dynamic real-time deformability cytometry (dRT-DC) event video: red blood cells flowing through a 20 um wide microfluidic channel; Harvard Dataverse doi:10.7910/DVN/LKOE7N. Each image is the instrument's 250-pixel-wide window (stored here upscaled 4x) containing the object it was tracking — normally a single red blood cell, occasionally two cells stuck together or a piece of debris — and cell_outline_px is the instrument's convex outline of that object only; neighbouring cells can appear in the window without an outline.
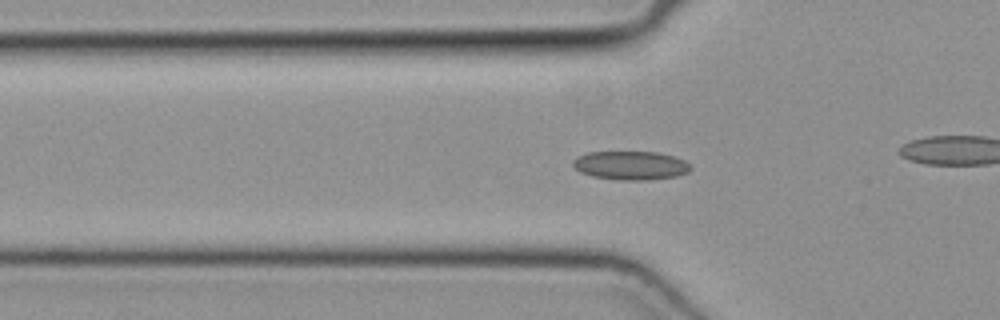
{"species": "common noctule bat (a hibernating species)", "species_latin": "Nyctalus noctula", "temperature_condition": "cold", "stored_images_in_passage": 45, "camera_frame_rate_fps": 3000, "um_per_image_px": 0.085, "animal": {"sex": "female", "body_mass_g": 19.3, "forearm_length_mm": 54.1}, "frame": {"image": 1, "passage_image": 11, "time_ms": 3.333, "image_size_px": [1000, 320], "cell_outline_px": [[692, 168], [688, 172], [676, 176], [648, 180], [616, 180], [592, 176], [580, 172], [572, 164], [572, 160], [576, 156], [588, 152], [656, 152], [672, 156], [684, 160]], "centroid_in_image_um": [53.57, 14.06], "position_along_channel_um": 72.2, "area_um2": 19.71}}
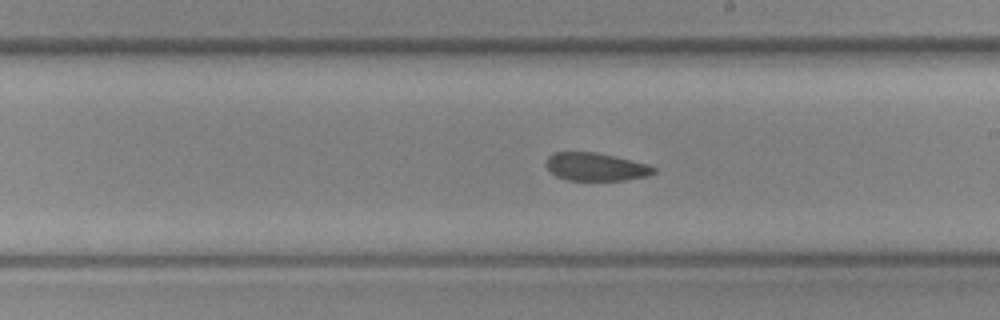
{"frame": {"image": 2, "passage_image": 23, "time_ms": 7.333, "image_size_px": [1000, 320], "cell_outline_px": [[656, 172], [648, 176], [624, 180], [568, 180], [556, 176], [544, 164], [548, 156], [552, 152], [596, 152], [648, 164], [656, 168]], "centroid_in_image_um": [50.63, 14.18], "position_along_channel_um": 238.4, "area_um2": 17.57}}
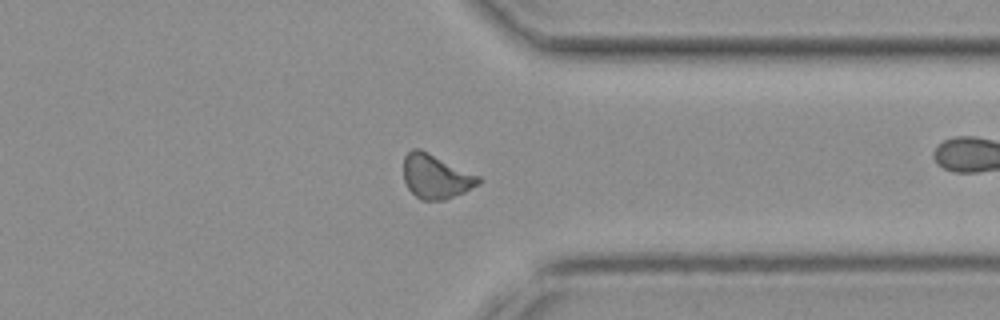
{"frame": {"image": 3, "passage_image": 33, "time_ms": 10.667, "image_size_px": [1000, 320], "cell_outline_px": [[484, 180], [480, 184], [464, 192], [444, 200], [420, 200], [408, 188], [404, 180], [404, 156], [412, 148], [420, 148], [480, 176]], "centroid_in_image_um": [37.06, 14.99], "position_along_channel_um": 374.3, "area_um2": 19.42}}